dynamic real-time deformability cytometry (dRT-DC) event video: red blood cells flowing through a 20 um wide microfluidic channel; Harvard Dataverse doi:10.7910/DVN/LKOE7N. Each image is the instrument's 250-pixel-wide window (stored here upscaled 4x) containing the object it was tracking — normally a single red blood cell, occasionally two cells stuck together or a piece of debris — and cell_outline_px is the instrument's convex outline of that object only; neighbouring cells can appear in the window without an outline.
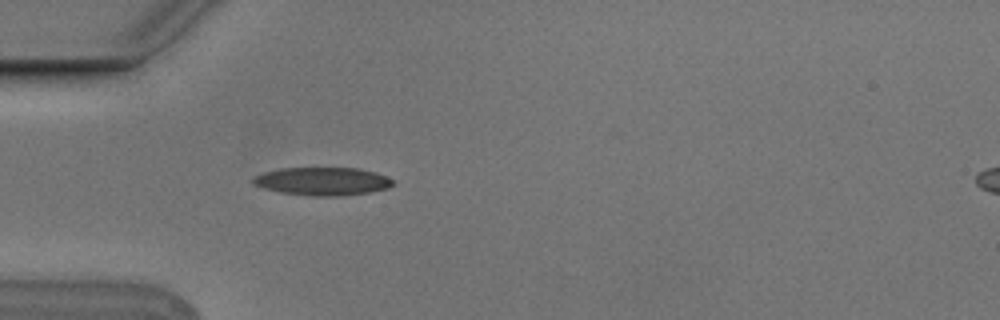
{"species": "Egyptian fruit bat (a non-hibernating species)", "species_latin": "Rousettus aegyptiacus", "temperature_condition": "cold", "stored_images_in_passage": 2, "camera_frame_rate_fps": 3000, "um_per_image_px": 0.085, "animal": {"sex": "male"}, "frame": {"image": 1, "passage_image": 2, "time_ms": 0.333, "image_size_px": [1000, 320], "cell_outline_px": [[396, 184], [388, 188], [368, 192], [340, 196], [312, 196], [280, 192], [264, 188], [252, 184], [252, 176], [264, 172], [280, 168], [360, 168], [376, 172], [392, 180]], "centroid_in_image_um": [27.39, 15.4], "position_along_channel_um": 57.6, "area_um2": 22.95}}